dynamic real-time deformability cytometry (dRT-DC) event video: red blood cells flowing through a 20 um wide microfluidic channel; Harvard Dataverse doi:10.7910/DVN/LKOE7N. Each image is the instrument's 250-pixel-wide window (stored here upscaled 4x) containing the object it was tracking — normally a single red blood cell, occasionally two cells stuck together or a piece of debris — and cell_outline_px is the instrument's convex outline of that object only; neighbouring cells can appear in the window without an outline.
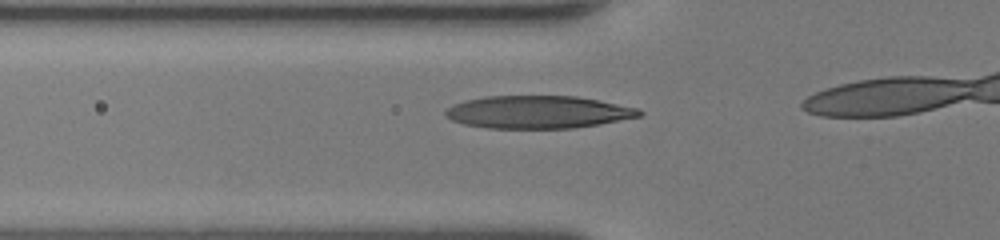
{"species": "human", "species_latin": "Homo sapiens", "temperature_condition": "room temperature", "stored_images_in_passage": 13, "camera_frame_rate_fps": 3000, "um_per_image_px": 0.085, "donor": {"sex": "female"}, "frame": {"image": 1, "passage_image": 8, "time_ms": 2.333, "image_size_px": [1000, 240], "cell_outline_px": [[644, 112], [640, 116], [600, 124], [572, 128], [488, 128], [464, 124], [452, 120], [444, 116], [444, 112], [452, 104], [464, 100], [484, 96], [576, 96], [640, 108]], "centroid_in_image_um": [45.71, 9.52], "position_along_channel_um": 80.1, "area_um2": 36.99}}
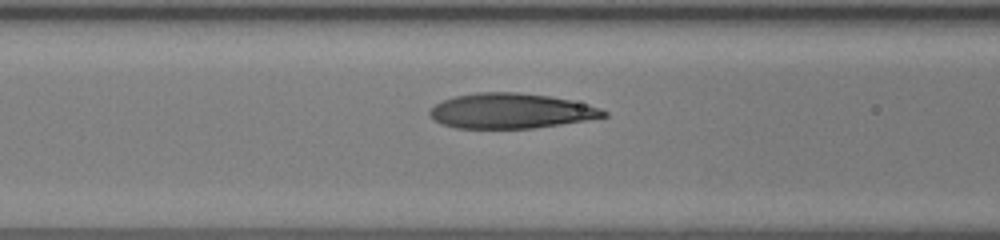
{"frame": {"image": 2, "passage_image": 11, "time_ms": 3.333, "image_size_px": [1000, 240], "cell_outline_px": [[608, 116], [560, 124], [532, 128], [456, 128], [440, 124], [428, 116], [428, 112], [436, 104], [444, 100], [456, 96], [476, 92], [516, 92], [552, 96], [572, 100], [588, 104], [600, 108], [608, 112]], "centroid_in_image_um": [43.41, 9.42], "position_along_channel_um": 123.2, "area_um2": 35.6}}